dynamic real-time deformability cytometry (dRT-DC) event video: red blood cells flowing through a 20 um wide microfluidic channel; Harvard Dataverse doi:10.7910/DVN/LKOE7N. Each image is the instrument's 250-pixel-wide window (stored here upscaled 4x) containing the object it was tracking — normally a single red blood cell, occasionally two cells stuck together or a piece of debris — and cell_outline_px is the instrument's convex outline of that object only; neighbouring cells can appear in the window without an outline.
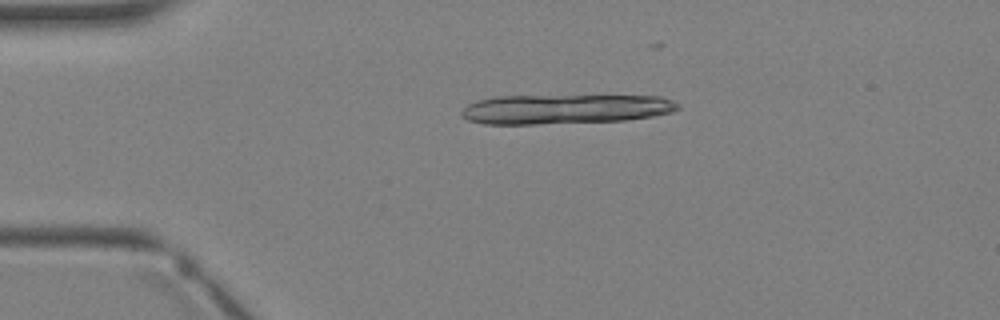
{"species": "Egyptian fruit bat (a non-hibernating species)", "species_latin": "Rousettus aegyptiacus", "temperature_condition": "warm", "stored_images_in_passage": 3, "camera_frame_rate_fps": 3000, "um_per_image_px": 0.085, "animal": {"sex": "female"}, "frame": {"image": 1, "passage_image": 2, "time_ms": 1.333, "image_size_px": [1000, 320], "cell_outline_px": [[680, 108], [672, 112], [652, 116], [624, 120], [536, 124], [484, 124], [468, 120], [460, 116], [460, 112], [468, 104], [476, 100], [496, 96], [660, 96], [672, 100], [680, 104]], "centroid_in_image_um": [48.0, 9.27], "position_along_channel_um": 37.0, "area_um2": 37.34}}